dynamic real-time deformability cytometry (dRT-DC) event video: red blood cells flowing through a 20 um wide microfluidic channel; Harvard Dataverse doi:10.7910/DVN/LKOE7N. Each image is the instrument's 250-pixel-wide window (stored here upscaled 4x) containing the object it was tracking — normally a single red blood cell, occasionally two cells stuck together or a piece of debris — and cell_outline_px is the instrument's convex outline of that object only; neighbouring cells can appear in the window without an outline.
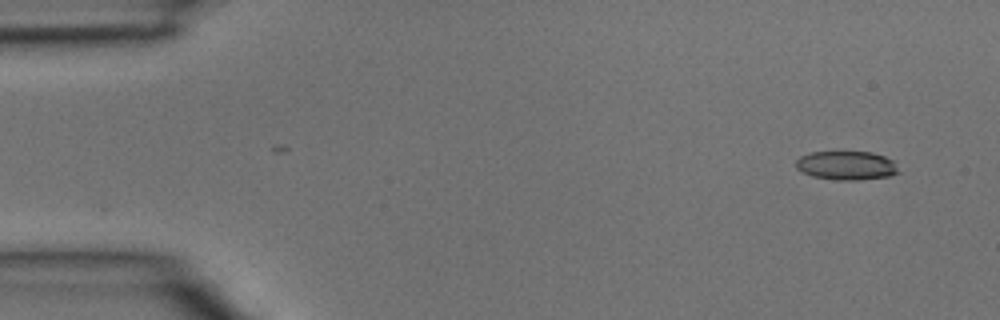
{"species": "common noctule bat (a hibernating species)", "species_latin": "Nyctalus noctula", "temperature_condition": "room temperature", "stored_images_in_passage": 2, "camera_frame_rate_fps": 3000, "um_per_image_px": 0.085, "animal": {"sex": "male", "body_mass_g": 15.6}, "frame": {"image": 1, "passage_image": 2, "time_ms": 0.333, "image_size_px": [1000, 320], "cell_outline_px": [[900, 172], [888, 176], [856, 180], [836, 180], [812, 176], [800, 172], [796, 168], [796, 160], [800, 156], [812, 152], [872, 152], [884, 156], [892, 160]], "centroid_in_image_um": [71.91, 14.07], "position_along_channel_um": 13.1, "area_um2": 17.22}}